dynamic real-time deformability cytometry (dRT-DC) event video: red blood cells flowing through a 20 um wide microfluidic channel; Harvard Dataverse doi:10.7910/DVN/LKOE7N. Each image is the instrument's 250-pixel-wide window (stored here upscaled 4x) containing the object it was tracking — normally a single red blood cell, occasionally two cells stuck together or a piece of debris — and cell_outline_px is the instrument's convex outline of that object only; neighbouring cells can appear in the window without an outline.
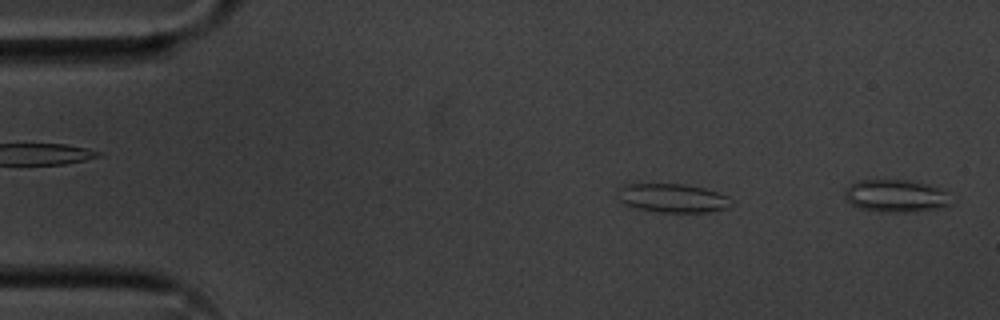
{"species": "common noctule bat (a hibernating species)", "species_latin": "Nyctalus noctula", "temperature_condition": "cold", "stored_images_in_passage": 8, "camera_frame_rate_fps": 3000, "um_per_image_px": 0.085, "animal": {"sex": "male", "body_mass_g": 20.1, "forearm_length_mm": 53.5}, "frame": {"image": 1, "passage_image": 5, "time_ms": 1.333, "image_size_px": [1000, 320], "cell_outline_px": [[732, 204], [728, 208], [708, 212], [656, 212], [636, 208], [624, 204], [620, 200], [620, 188], [624, 184], [684, 184], [704, 188], [728, 196], [732, 200]], "centroid_in_image_um": [57.21, 16.84], "position_along_channel_um": 27.8, "area_um2": 18.96}}